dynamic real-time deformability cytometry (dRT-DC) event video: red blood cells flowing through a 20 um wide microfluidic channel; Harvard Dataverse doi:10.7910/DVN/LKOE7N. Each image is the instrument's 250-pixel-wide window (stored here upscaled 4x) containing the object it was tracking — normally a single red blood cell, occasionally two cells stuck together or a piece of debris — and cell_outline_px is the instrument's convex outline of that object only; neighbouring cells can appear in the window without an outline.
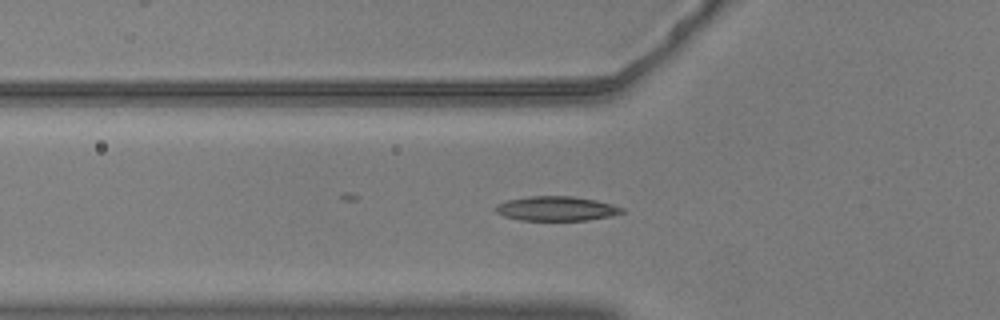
{"species": "common noctule bat (a hibernating species)", "species_latin": "Nyctalus noctula", "temperature_condition": "warm", "stored_images_in_passage": 50, "camera_frame_rate_fps": 3000, "um_per_image_px": 0.085, "animal": {"sex": "male", "body_mass_g": 20.5, "forearm_length_mm": 52.5}, "frame": {"image": 1, "passage_image": 19, "time_ms": 6.0, "image_size_px": [1000, 320], "cell_outline_px": [[624, 212], [608, 216], [588, 220], [520, 220], [504, 216], [496, 212], [492, 208], [496, 204], [508, 200], [532, 196], [572, 196], [596, 200], [612, 204], [624, 208]], "centroid_in_image_um": [47.26, 17.72], "position_along_channel_um": 78.5, "area_um2": 17.98}}
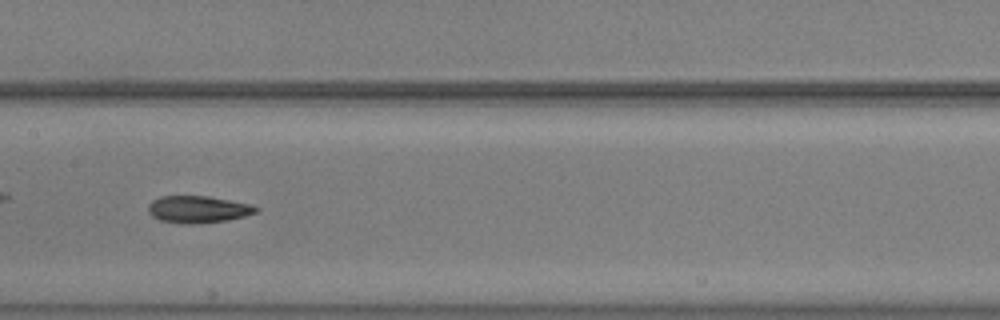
{"frame": {"image": 2, "passage_image": 28, "time_ms": 9.0, "image_size_px": [1000, 320], "cell_outline_px": [[260, 208], [256, 212], [244, 216], [228, 220], [192, 224], [184, 224], [160, 220], [152, 216], [148, 212], [148, 204], [152, 200], [160, 196], [208, 196], [248, 204]], "centroid_in_image_um": [16.78, 17.79], "position_along_channel_um": 190.6, "area_um2": 16.88}}
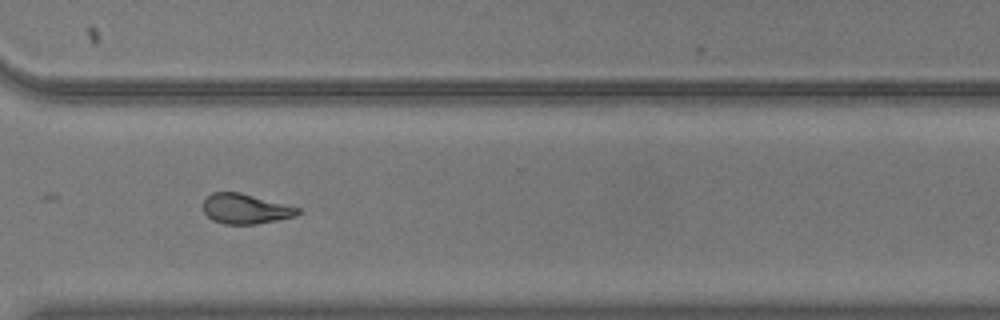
{"frame": {"image": 3, "passage_image": 41, "time_ms": 13.333, "image_size_px": [1000, 320], "cell_outline_px": [[300, 212], [296, 216], [256, 224], [224, 224], [212, 220], [204, 212], [204, 200], [212, 192], [240, 192], [300, 208]], "centroid_in_image_um": [20.86, 17.75], "position_along_channel_um": 349.7, "area_um2": 16.42}}